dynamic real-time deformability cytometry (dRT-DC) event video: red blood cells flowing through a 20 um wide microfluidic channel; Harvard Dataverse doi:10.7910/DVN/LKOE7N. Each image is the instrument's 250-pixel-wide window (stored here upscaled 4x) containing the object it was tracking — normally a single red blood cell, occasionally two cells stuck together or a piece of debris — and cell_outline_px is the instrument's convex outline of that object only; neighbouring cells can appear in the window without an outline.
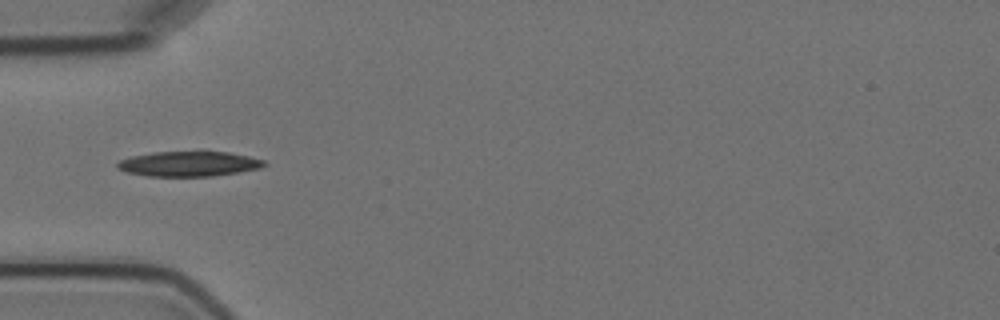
{"species": "Egyptian fruit bat (a non-hibernating species)", "species_latin": "Rousettus aegyptiacus", "temperature_condition": "cold", "stored_images_in_passage": 8, "camera_frame_rate_fps": 3000, "um_per_image_px": 0.085, "animal": {"sex": "female"}, "frame": {"image": 1, "passage_image": 5, "time_ms": 4.667, "image_size_px": [1000, 320], "cell_outline_px": [[268, 164], [260, 168], [212, 176], [148, 176], [128, 172], [116, 168], [116, 164], [120, 160], [132, 156], [152, 152], [228, 152], [248, 156], [264, 160]], "centroid_in_image_um": [16.04, 13.93], "position_along_channel_um": 69.0, "area_um2": 21.21}}
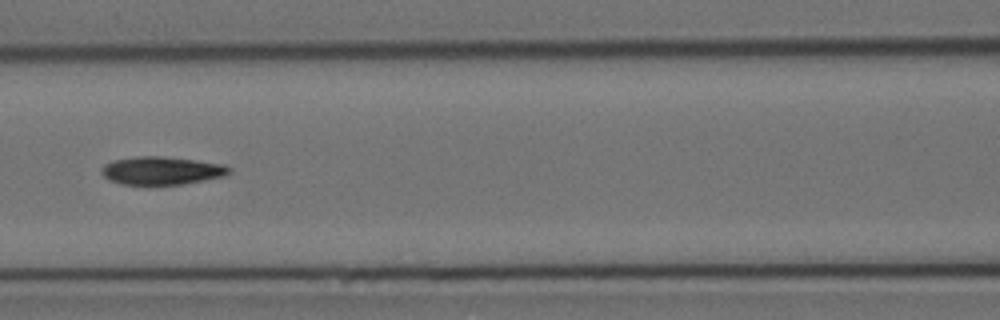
{"frame": {"image": 2, "passage_image": 7, "time_ms": 7.0, "image_size_px": [1000, 320], "cell_outline_px": [[232, 168], [224, 176], [180, 184], [120, 184], [108, 180], [100, 172], [100, 168], [104, 164], [112, 160], [136, 156], [160, 156], [224, 164]], "centroid_in_image_um": [13.66, 14.49], "position_along_channel_um": 152.9, "area_um2": 20.69}}
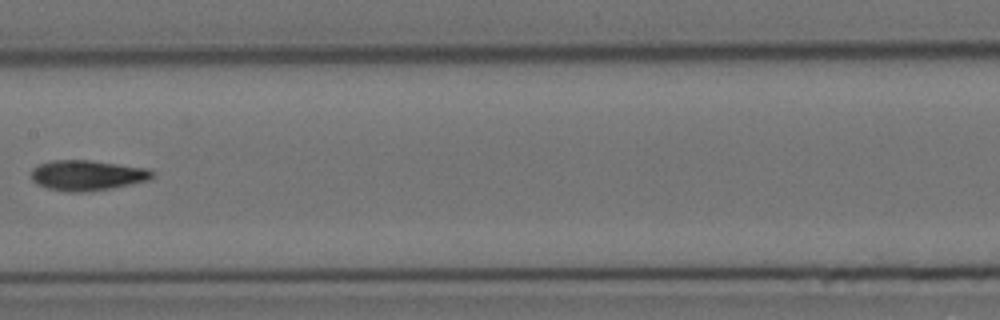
{"frame": {"image": 3, "passage_image": 8, "time_ms": 8.333, "image_size_px": [1000, 320], "cell_outline_px": [[156, 176], [148, 180], [132, 184], [112, 188], [84, 192], [68, 192], [48, 188], [36, 184], [32, 180], [32, 168], [40, 164], [52, 160], [88, 160], [148, 168], [156, 172]], "centroid_in_image_um": [7.45, 14.9], "position_along_channel_um": 200.0, "area_um2": 21.5}}